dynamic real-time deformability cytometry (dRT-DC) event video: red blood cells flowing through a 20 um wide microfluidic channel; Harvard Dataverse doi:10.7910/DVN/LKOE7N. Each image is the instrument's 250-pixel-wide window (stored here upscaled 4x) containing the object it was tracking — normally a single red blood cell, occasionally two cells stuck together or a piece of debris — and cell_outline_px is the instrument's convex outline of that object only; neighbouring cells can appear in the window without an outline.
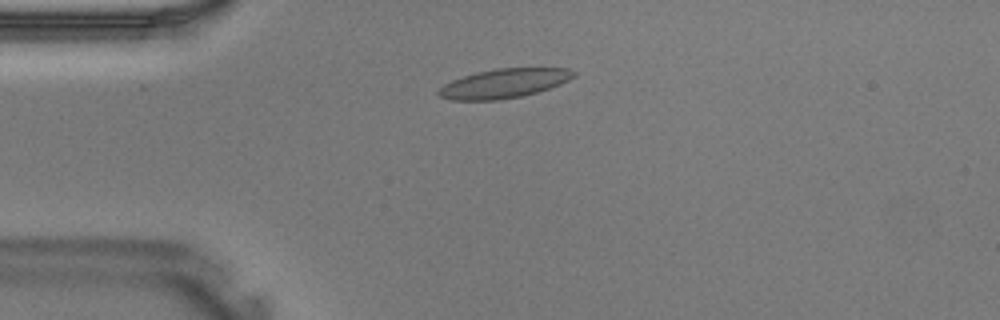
{"species": "Egyptian fruit bat (a non-hibernating species)", "species_latin": "Rousettus aegyptiacus", "temperature_condition": "warm", "stored_images_in_passage": 28, "camera_frame_rate_fps": 3000, "um_per_image_px": 0.085, "animal": {"sex": "male"}, "frame": {"image": 1, "passage_image": 2, "time_ms": 0.333, "image_size_px": [1000, 320], "cell_outline_px": [[576, 76], [560, 84], [536, 92], [520, 96], [496, 100], [448, 100], [440, 96], [436, 92], [444, 84], [452, 80], [476, 72], [496, 68], [568, 68], [576, 72]], "centroid_in_image_um": [42.82, 7.08], "position_along_channel_um": 42.2, "area_um2": 22.89}}
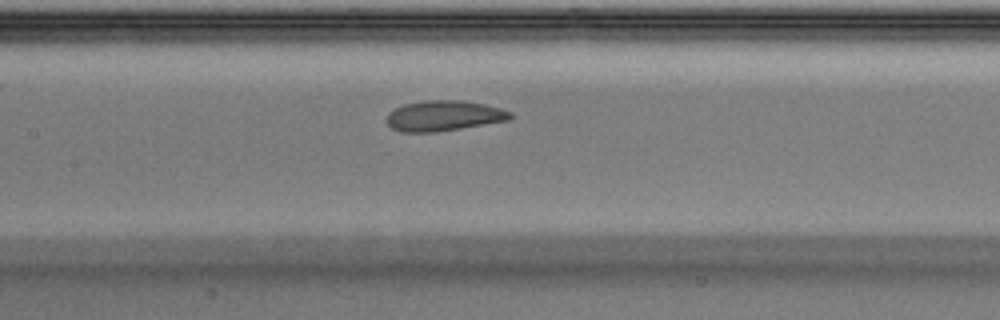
{"frame": {"image": 2, "passage_image": 11, "time_ms": 3.333, "image_size_px": [1000, 320], "cell_outline_px": [[512, 116], [508, 120], [436, 132], [400, 132], [392, 128], [388, 124], [388, 112], [392, 108], [404, 104], [424, 100], [464, 100], [484, 104], [500, 108], [512, 112]], "centroid_in_image_um": [37.69, 9.83], "position_along_channel_um": 169.7, "area_um2": 21.91}}
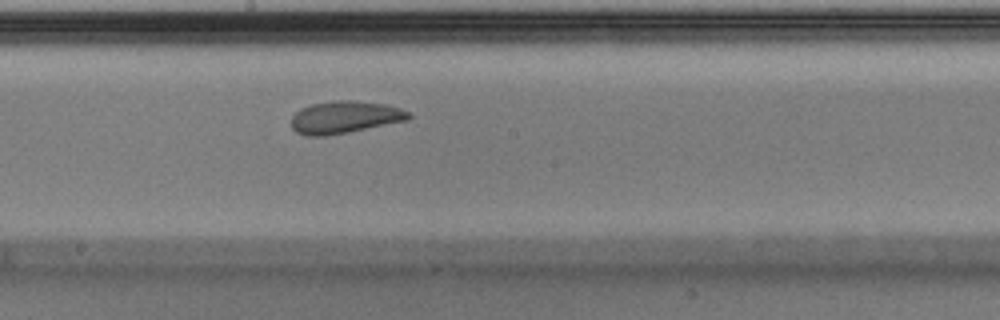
{"frame": {"image": 3, "passage_image": 14, "time_ms": 4.333, "image_size_px": [1000, 320], "cell_outline_px": [[412, 116], [408, 120], [328, 136], [304, 136], [296, 132], [292, 128], [292, 116], [300, 108], [312, 104], [332, 100], [352, 100], [384, 104], [400, 108], [408, 112]], "centroid_in_image_um": [29.27, 9.96], "position_along_channel_um": 218.9, "area_um2": 22.14}}